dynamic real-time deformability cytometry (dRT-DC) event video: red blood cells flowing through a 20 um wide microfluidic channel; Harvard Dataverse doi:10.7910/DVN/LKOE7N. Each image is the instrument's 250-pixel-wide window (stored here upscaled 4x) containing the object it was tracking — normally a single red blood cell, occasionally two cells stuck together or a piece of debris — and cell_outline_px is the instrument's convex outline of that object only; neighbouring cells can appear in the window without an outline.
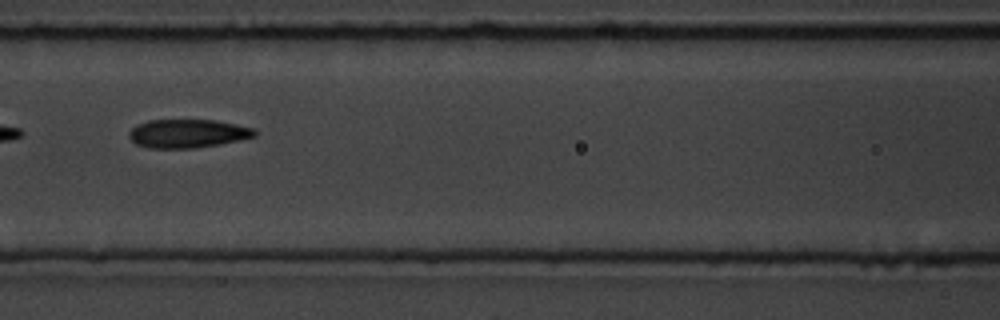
{"species": "common noctule bat (a hibernating species)", "species_latin": "Nyctalus noctula", "temperature_condition": "room temperature", "stored_images_in_passage": 17, "camera_frame_rate_fps": 3000, "um_per_image_px": 0.085, "animal": {"sex": "male", "body_mass_g": 19.5, "forearm_length_mm": 54.6}, "frame": {"image": 1, "passage_image": 8, "time_ms": 8.0, "image_size_px": [1000, 320], "cell_outline_px": [[256, 136], [240, 140], [220, 144], [196, 148], [148, 148], [136, 144], [128, 136], [128, 132], [136, 124], [148, 120], [216, 120], [256, 128]], "centroid_in_image_um": [15.95, 11.35], "position_along_channel_um": 150.6, "area_um2": 21.1}}
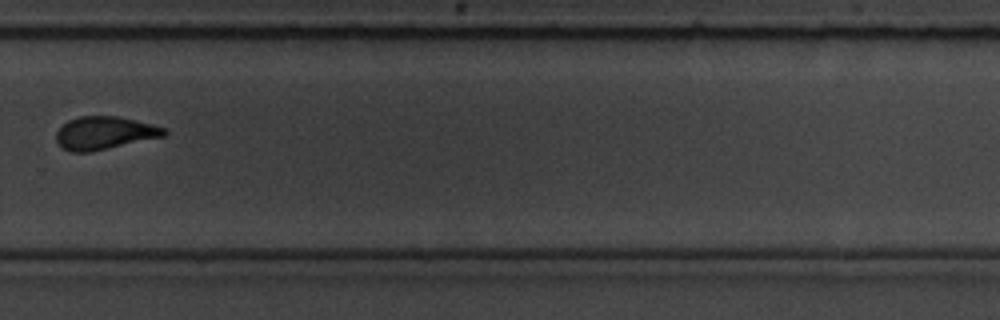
{"frame": {"image": 2, "passage_image": 12, "time_ms": 12.667, "image_size_px": [1000, 320], "cell_outline_px": [[168, 132], [164, 136], [92, 152], [72, 152], [60, 148], [56, 140], [56, 132], [68, 120], [80, 116], [116, 116], [152, 124], [164, 128]], "centroid_in_image_um": [8.85, 11.32], "position_along_channel_um": 321.0, "area_um2": 20.69}, "authors_computed_cell_mechanics": {"area_um2": 21.097, "velocity_mm_per_s": 3.6681, "shape_relaxation_time_tau1_ms": null, "shape_relaxation_time_tau2_ms": 10.7653, "deformation_change_tau1": null, "deformation_change_tau2": 0.1513}}